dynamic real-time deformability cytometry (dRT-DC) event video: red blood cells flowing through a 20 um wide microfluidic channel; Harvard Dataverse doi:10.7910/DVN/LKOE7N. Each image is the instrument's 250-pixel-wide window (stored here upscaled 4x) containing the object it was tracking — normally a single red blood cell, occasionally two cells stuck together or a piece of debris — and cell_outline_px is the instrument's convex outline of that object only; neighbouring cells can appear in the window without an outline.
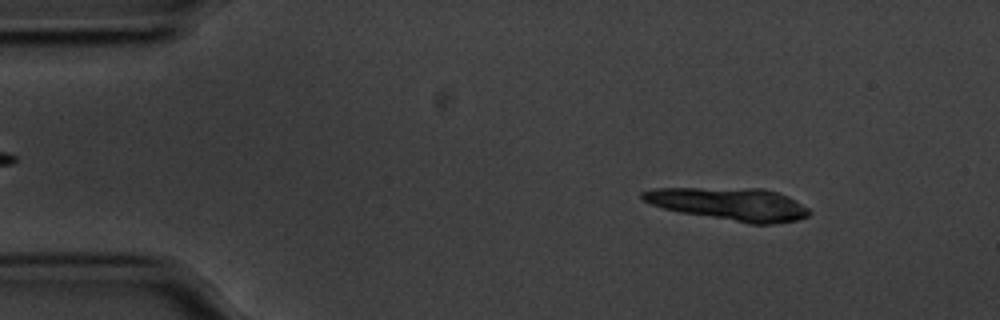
{"species": "common noctule bat (a hibernating species)", "species_latin": "Nyctalus noctula", "temperature_condition": "cold", "stored_images_in_passage": 22, "camera_frame_rate_fps": 3000, "um_per_image_px": 0.085, "animal": {"sex": "male", "body_mass_g": 20.1, "forearm_length_mm": 53.5}, "frame": {"image": 1, "passage_image": 6, "time_ms": 1.667, "image_size_px": [1000, 320], "cell_outline_px": [[812, 212], [808, 216], [796, 220], [772, 224], [748, 224], [680, 212], [664, 208], [652, 204], [644, 200], [640, 196], [640, 192], [656, 188], [764, 188], [788, 196], [808, 208]], "centroid_in_image_um": [62.03, 17.34], "position_along_channel_um": 23.0, "area_um2": 31.85}}
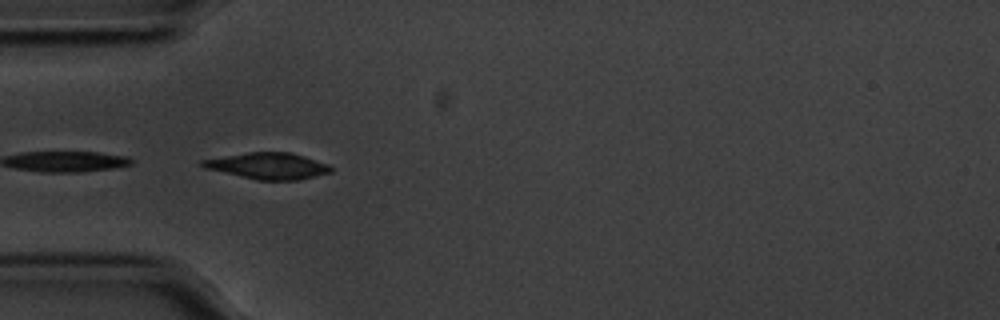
{"frame": {"image": 2, "passage_image": 16, "time_ms": 5.0, "image_size_px": [1000, 320], "cell_outline_px": [[332, 172], [300, 180], [256, 180], [204, 168], [200, 164], [200, 160], [248, 152], [288, 152], [304, 156], [328, 164], [332, 168]], "centroid_in_image_um": [22.78, 14.11], "position_along_channel_um": 62.2, "area_um2": 19.71}}